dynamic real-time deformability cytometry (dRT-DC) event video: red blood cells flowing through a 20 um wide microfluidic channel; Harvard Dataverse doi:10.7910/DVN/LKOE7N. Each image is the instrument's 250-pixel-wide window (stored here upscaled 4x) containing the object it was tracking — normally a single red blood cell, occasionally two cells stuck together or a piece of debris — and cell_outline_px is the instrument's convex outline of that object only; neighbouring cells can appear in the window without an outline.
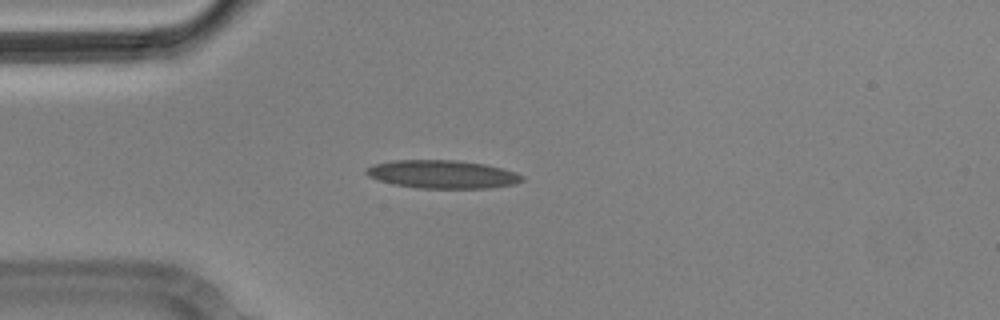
{"species": "Egyptian fruit bat (a non-hibernating species)", "species_latin": "Rousettus aegyptiacus", "temperature_condition": "cold", "stored_images_in_passage": 4, "camera_frame_rate_fps": 3000, "um_per_image_px": 0.085, "animal": {"sex": "male"}, "frame": {"image": 1, "passage_image": 3, "time_ms": 0.667, "image_size_px": [1000, 320], "cell_outline_px": [[524, 180], [512, 184], [488, 188], [416, 188], [392, 184], [368, 176], [364, 172], [364, 168], [376, 164], [392, 160], [460, 160], [484, 164], [516, 172], [524, 176]], "centroid_in_image_um": [37.58, 14.81], "position_along_channel_um": 47.4, "area_um2": 25.61}}